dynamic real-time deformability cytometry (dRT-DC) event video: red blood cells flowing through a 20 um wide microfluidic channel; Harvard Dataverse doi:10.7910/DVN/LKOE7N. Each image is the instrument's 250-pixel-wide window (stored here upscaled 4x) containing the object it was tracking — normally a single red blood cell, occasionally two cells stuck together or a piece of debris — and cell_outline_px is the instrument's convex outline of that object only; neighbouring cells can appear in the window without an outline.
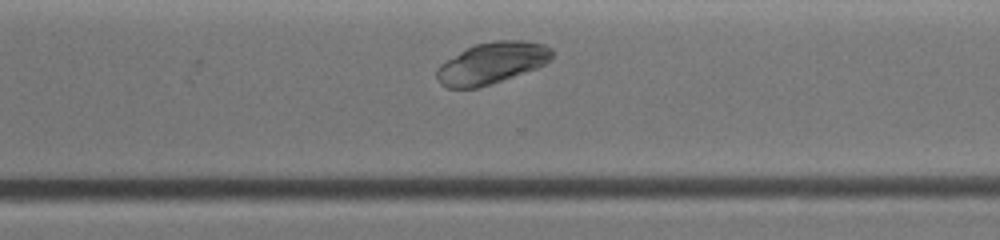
{"species": "common noctule bat (a hibernating species)", "species_latin": "Nyctalus noctula", "temperature_condition": "warm", "stored_images_in_passage": 17, "camera_frame_rate_fps": 3000, "um_per_image_px": 0.085, "animal": {"sex": "female", "body_mass_g": 19.0, "forearm_length_mm": 51.5}, "frame": {"image": 1, "passage_image": 17, "time_ms": 5.667, "image_size_px": [1000, 240], "cell_outline_px": [[556, 52], [544, 64], [536, 68], [492, 84], [476, 88], [448, 88], [440, 84], [436, 76], [436, 68], [440, 64], [460, 52], [476, 44], [496, 40], [520, 40], [544, 44], [552, 48]], "centroid_in_image_um": [41.81, 5.36], "position_along_channel_um": 328.8, "area_um2": 27.8}}